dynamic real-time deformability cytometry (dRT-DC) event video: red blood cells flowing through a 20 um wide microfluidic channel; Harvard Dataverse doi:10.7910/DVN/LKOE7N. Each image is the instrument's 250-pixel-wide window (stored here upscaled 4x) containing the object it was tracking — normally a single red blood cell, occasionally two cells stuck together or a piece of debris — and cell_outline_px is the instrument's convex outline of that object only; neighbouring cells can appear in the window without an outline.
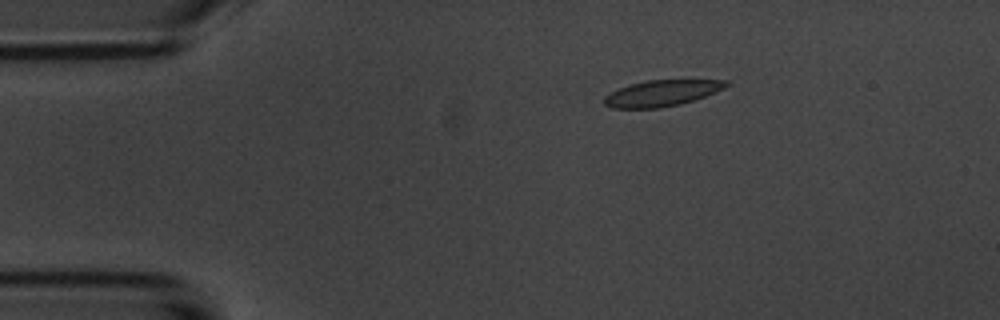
{"species": "common noctule bat (a hibernating species)", "species_latin": "Nyctalus noctula", "temperature_condition": "room temperature", "stored_images_in_passage": 7, "camera_frame_rate_fps": 3000, "um_per_image_px": 0.085, "animal": {"sex": "male", "body_mass_g": 20.1, "forearm_length_mm": 53.5}, "frame": {"image": 1, "passage_image": 3, "time_ms": 2.333, "image_size_px": [1000, 320], "cell_outline_px": [[732, 84], [724, 88], [704, 96], [680, 104], [660, 108], [612, 108], [604, 104], [604, 96], [620, 88], [632, 84], [648, 80], [728, 80]], "centroid_in_image_um": [56.27, 7.92], "position_along_channel_um": 28.7, "area_um2": 18.32}}
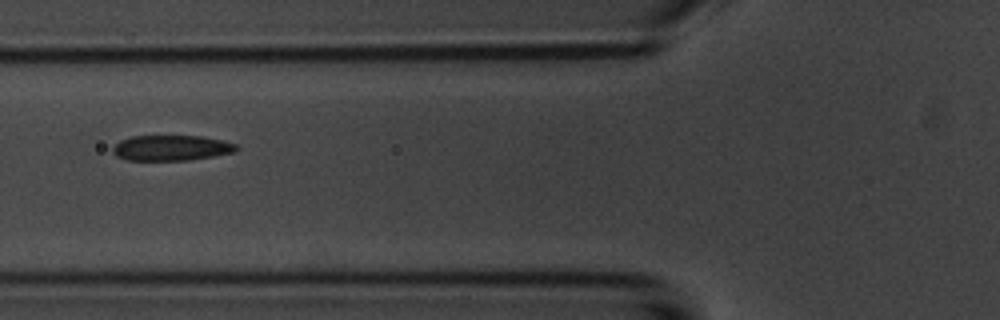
{"frame": {"image": 2, "passage_image": 6, "time_ms": 6.0, "image_size_px": [1000, 320], "cell_outline_px": [[240, 148], [236, 152], [188, 160], [128, 160], [116, 156], [112, 152], [112, 148], [120, 140], [132, 136], [200, 136], [224, 140], [236, 144]], "centroid_in_image_um": [14.58, 12.57], "position_along_channel_um": 111.2, "area_um2": 18.38}}
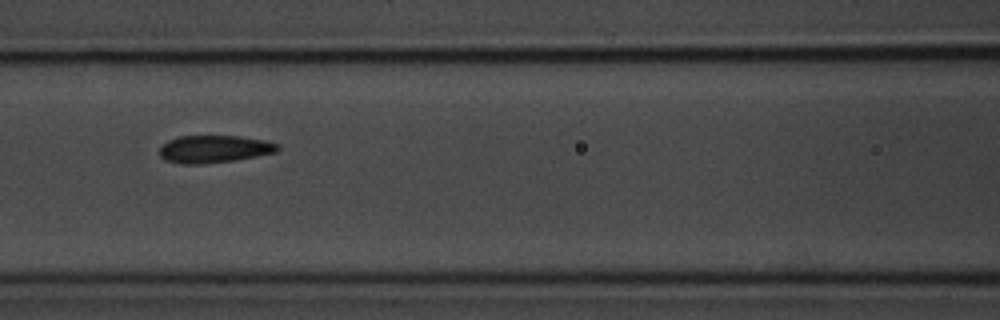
{"frame": {"image": 3, "passage_image": 7, "time_ms": 7.0, "image_size_px": [1000, 320], "cell_outline_px": [[280, 148], [276, 152], [236, 160], [200, 164], [180, 164], [164, 160], [160, 156], [160, 144], [176, 136], [240, 136], [264, 140], [276, 144]], "centroid_in_image_um": [18.14, 12.67], "position_along_channel_um": 148.5, "area_um2": 19.02}}